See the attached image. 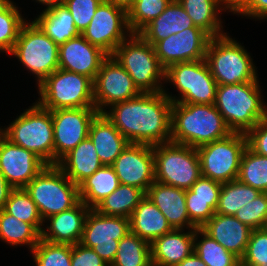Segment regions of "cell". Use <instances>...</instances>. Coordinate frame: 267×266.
I'll return each instance as SVG.
<instances>
[{
    "label": "cell",
    "mask_w": 267,
    "mask_h": 266,
    "mask_svg": "<svg viewBox=\"0 0 267 266\" xmlns=\"http://www.w3.org/2000/svg\"><path fill=\"white\" fill-rule=\"evenodd\" d=\"M172 103L163 91L141 93L113 104L103 114L129 143L155 146L170 142Z\"/></svg>",
    "instance_id": "6da1fadb"
},
{
    "label": "cell",
    "mask_w": 267,
    "mask_h": 266,
    "mask_svg": "<svg viewBox=\"0 0 267 266\" xmlns=\"http://www.w3.org/2000/svg\"><path fill=\"white\" fill-rule=\"evenodd\" d=\"M231 133L215 104L172 103L171 142L197 148Z\"/></svg>",
    "instance_id": "7a4b0ae2"
},
{
    "label": "cell",
    "mask_w": 267,
    "mask_h": 266,
    "mask_svg": "<svg viewBox=\"0 0 267 266\" xmlns=\"http://www.w3.org/2000/svg\"><path fill=\"white\" fill-rule=\"evenodd\" d=\"M259 81L217 85L215 107L232 132L247 133L265 119Z\"/></svg>",
    "instance_id": "3957f363"
},
{
    "label": "cell",
    "mask_w": 267,
    "mask_h": 266,
    "mask_svg": "<svg viewBox=\"0 0 267 266\" xmlns=\"http://www.w3.org/2000/svg\"><path fill=\"white\" fill-rule=\"evenodd\" d=\"M112 56L127 71L141 93H159L165 86V69L154 46L138 33H132L119 44ZM163 81V82H162Z\"/></svg>",
    "instance_id": "277c9868"
},
{
    "label": "cell",
    "mask_w": 267,
    "mask_h": 266,
    "mask_svg": "<svg viewBox=\"0 0 267 266\" xmlns=\"http://www.w3.org/2000/svg\"><path fill=\"white\" fill-rule=\"evenodd\" d=\"M0 132L13 144L35 153L54 165V136L51 111L33 103Z\"/></svg>",
    "instance_id": "5b68a950"
},
{
    "label": "cell",
    "mask_w": 267,
    "mask_h": 266,
    "mask_svg": "<svg viewBox=\"0 0 267 266\" xmlns=\"http://www.w3.org/2000/svg\"><path fill=\"white\" fill-rule=\"evenodd\" d=\"M205 61L217 85L259 81L250 53L229 34L211 38Z\"/></svg>",
    "instance_id": "8992f818"
},
{
    "label": "cell",
    "mask_w": 267,
    "mask_h": 266,
    "mask_svg": "<svg viewBox=\"0 0 267 266\" xmlns=\"http://www.w3.org/2000/svg\"><path fill=\"white\" fill-rule=\"evenodd\" d=\"M37 87L43 109L95 107L93 80L85 75L57 69Z\"/></svg>",
    "instance_id": "52a82bcc"
},
{
    "label": "cell",
    "mask_w": 267,
    "mask_h": 266,
    "mask_svg": "<svg viewBox=\"0 0 267 266\" xmlns=\"http://www.w3.org/2000/svg\"><path fill=\"white\" fill-rule=\"evenodd\" d=\"M24 189L35 202L43 219L66 211L79 201L78 185L57 165H47Z\"/></svg>",
    "instance_id": "ba28073f"
},
{
    "label": "cell",
    "mask_w": 267,
    "mask_h": 266,
    "mask_svg": "<svg viewBox=\"0 0 267 266\" xmlns=\"http://www.w3.org/2000/svg\"><path fill=\"white\" fill-rule=\"evenodd\" d=\"M155 181L190 189L202 176L198 151L194 147L174 142L153 146Z\"/></svg>",
    "instance_id": "9c48e42d"
},
{
    "label": "cell",
    "mask_w": 267,
    "mask_h": 266,
    "mask_svg": "<svg viewBox=\"0 0 267 266\" xmlns=\"http://www.w3.org/2000/svg\"><path fill=\"white\" fill-rule=\"evenodd\" d=\"M165 83H172L179 97L166 90L164 94L173 102L189 104H215L217 82L205 61L180 62L165 69Z\"/></svg>",
    "instance_id": "30bf717a"
},
{
    "label": "cell",
    "mask_w": 267,
    "mask_h": 266,
    "mask_svg": "<svg viewBox=\"0 0 267 266\" xmlns=\"http://www.w3.org/2000/svg\"><path fill=\"white\" fill-rule=\"evenodd\" d=\"M9 54L36 76L37 85L59 69V46L33 21L22 26Z\"/></svg>",
    "instance_id": "8fae6325"
},
{
    "label": "cell",
    "mask_w": 267,
    "mask_h": 266,
    "mask_svg": "<svg viewBox=\"0 0 267 266\" xmlns=\"http://www.w3.org/2000/svg\"><path fill=\"white\" fill-rule=\"evenodd\" d=\"M246 147V134L239 132L197 147L202 176L221 184L237 180Z\"/></svg>",
    "instance_id": "7c38bea8"
},
{
    "label": "cell",
    "mask_w": 267,
    "mask_h": 266,
    "mask_svg": "<svg viewBox=\"0 0 267 266\" xmlns=\"http://www.w3.org/2000/svg\"><path fill=\"white\" fill-rule=\"evenodd\" d=\"M130 232V220L106 216L95 209L87 213L80 243L92 248L109 266L113 263L119 241Z\"/></svg>",
    "instance_id": "4fadbf2b"
},
{
    "label": "cell",
    "mask_w": 267,
    "mask_h": 266,
    "mask_svg": "<svg viewBox=\"0 0 267 266\" xmlns=\"http://www.w3.org/2000/svg\"><path fill=\"white\" fill-rule=\"evenodd\" d=\"M132 34L127 12L104 0L81 35L92 45L112 55L121 42Z\"/></svg>",
    "instance_id": "5bb4252c"
},
{
    "label": "cell",
    "mask_w": 267,
    "mask_h": 266,
    "mask_svg": "<svg viewBox=\"0 0 267 266\" xmlns=\"http://www.w3.org/2000/svg\"><path fill=\"white\" fill-rule=\"evenodd\" d=\"M95 107L67 108L51 111L54 136V165L89 135Z\"/></svg>",
    "instance_id": "9a60e30c"
},
{
    "label": "cell",
    "mask_w": 267,
    "mask_h": 266,
    "mask_svg": "<svg viewBox=\"0 0 267 266\" xmlns=\"http://www.w3.org/2000/svg\"><path fill=\"white\" fill-rule=\"evenodd\" d=\"M93 87L94 104L99 113H103L115 103L136 98L141 94L131 76L112 55L103 61L93 81Z\"/></svg>",
    "instance_id": "2e32d148"
},
{
    "label": "cell",
    "mask_w": 267,
    "mask_h": 266,
    "mask_svg": "<svg viewBox=\"0 0 267 266\" xmlns=\"http://www.w3.org/2000/svg\"><path fill=\"white\" fill-rule=\"evenodd\" d=\"M211 36L199 27L186 28L154 45L156 56L164 69L189 61L205 59Z\"/></svg>",
    "instance_id": "e0dca14e"
},
{
    "label": "cell",
    "mask_w": 267,
    "mask_h": 266,
    "mask_svg": "<svg viewBox=\"0 0 267 266\" xmlns=\"http://www.w3.org/2000/svg\"><path fill=\"white\" fill-rule=\"evenodd\" d=\"M112 167L120 184L137 187L146 194L155 181L153 146L129 143Z\"/></svg>",
    "instance_id": "ac0fdd59"
},
{
    "label": "cell",
    "mask_w": 267,
    "mask_h": 266,
    "mask_svg": "<svg viewBox=\"0 0 267 266\" xmlns=\"http://www.w3.org/2000/svg\"><path fill=\"white\" fill-rule=\"evenodd\" d=\"M47 164L32 151L13 144L0 132V171L13 188H24Z\"/></svg>",
    "instance_id": "d6986e66"
},
{
    "label": "cell",
    "mask_w": 267,
    "mask_h": 266,
    "mask_svg": "<svg viewBox=\"0 0 267 266\" xmlns=\"http://www.w3.org/2000/svg\"><path fill=\"white\" fill-rule=\"evenodd\" d=\"M108 56L80 34L59 46V69L85 75L94 81Z\"/></svg>",
    "instance_id": "ffe728a7"
},
{
    "label": "cell",
    "mask_w": 267,
    "mask_h": 266,
    "mask_svg": "<svg viewBox=\"0 0 267 266\" xmlns=\"http://www.w3.org/2000/svg\"><path fill=\"white\" fill-rule=\"evenodd\" d=\"M89 210L90 208L80 200L72 208L48 217L44 223L50 222L46 229L42 228L41 239L60 244L80 243Z\"/></svg>",
    "instance_id": "44dd1931"
},
{
    "label": "cell",
    "mask_w": 267,
    "mask_h": 266,
    "mask_svg": "<svg viewBox=\"0 0 267 266\" xmlns=\"http://www.w3.org/2000/svg\"><path fill=\"white\" fill-rule=\"evenodd\" d=\"M146 196L163 213L173 229L197 228L188 216L184 189L154 181Z\"/></svg>",
    "instance_id": "7402d4cb"
},
{
    "label": "cell",
    "mask_w": 267,
    "mask_h": 266,
    "mask_svg": "<svg viewBox=\"0 0 267 266\" xmlns=\"http://www.w3.org/2000/svg\"><path fill=\"white\" fill-rule=\"evenodd\" d=\"M201 229L239 259L244 256L252 231L235 216L217 213Z\"/></svg>",
    "instance_id": "603a6c76"
},
{
    "label": "cell",
    "mask_w": 267,
    "mask_h": 266,
    "mask_svg": "<svg viewBox=\"0 0 267 266\" xmlns=\"http://www.w3.org/2000/svg\"><path fill=\"white\" fill-rule=\"evenodd\" d=\"M172 229L150 244L152 266H176L194 252L195 229Z\"/></svg>",
    "instance_id": "cb8c5ba5"
},
{
    "label": "cell",
    "mask_w": 267,
    "mask_h": 266,
    "mask_svg": "<svg viewBox=\"0 0 267 266\" xmlns=\"http://www.w3.org/2000/svg\"><path fill=\"white\" fill-rule=\"evenodd\" d=\"M88 137L103 165H112L129 144L103 113H99L91 122Z\"/></svg>",
    "instance_id": "d4e9b609"
},
{
    "label": "cell",
    "mask_w": 267,
    "mask_h": 266,
    "mask_svg": "<svg viewBox=\"0 0 267 266\" xmlns=\"http://www.w3.org/2000/svg\"><path fill=\"white\" fill-rule=\"evenodd\" d=\"M196 27L187 12L177 0H171L165 10L146 26L138 34L151 45L179 33L186 28Z\"/></svg>",
    "instance_id": "484cf974"
},
{
    "label": "cell",
    "mask_w": 267,
    "mask_h": 266,
    "mask_svg": "<svg viewBox=\"0 0 267 266\" xmlns=\"http://www.w3.org/2000/svg\"><path fill=\"white\" fill-rule=\"evenodd\" d=\"M129 220L130 232L150 244L173 229L163 213L146 195L134 209Z\"/></svg>",
    "instance_id": "4316f807"
},
{
    "label": "cell",
    "mask_w": 267,
    "mask_h": 266,
    "mask_svg": "<svg viewBox=\"0 0 267 266\" xmlns=\"http://www.w3.org/2000/svg\"><path fill=\"white\" fill-rule=\"evenodd\" d=\"M56 165L76 185L103 166L89 137L65 154Z\"/></svg>",
    "instance_id": "83f0119b"
},
{
    "label": "cell",
    "mask_w": 267,
    "mask_h": 266,
    "mask_svg": "<svg viewBox=\"0 0 267 266\" xmlns=\"http://www.w3.org/2000/svg\"><path fill=\"white\" fill-rule=\"evenodd\" d=\"M33 22L58 46L80 35L65 5L44 9Z\"/></svg>",
    "instance_id": "f1b7e54d"
},
{
    "label": "cell",
    "mask_w": 267,
    "mask_h": 266,
    "mask_svg": "<svg viewBox=\"0 0 267 266\" xmlns=\"http://www.w3.org/2000/svg\"><path fill=\"white\" fill-rule=\"evenodd\" d=\"M196 27L201 28L212 38L223 36L221 11H224L220 0H177Z\"/></svg>",
    "instance_id": "f546056e"
},
{
    "label": "cell",
    "mask_w": 267,
    "mask_h": 266,
    "mask_svg": "<svg viewBox=\"0 0 267 266\" xmlns=\"http://www.w3.org/2000/svg\"><path fill=\"white\" fill-rule=\"evenodd\" d=\"M119 185L112 165H103L78 185L80 200L93 209Z\"/></svg>",
    "instance_id": "4dcf8cb0"
},
{
    "label": "cell",
    "mask_w": 267,
    "mask_h": 266,
    "mask_svg": "<svg viewBox=\"0 0 267 266\" xmlns=\"http://www.w3.org/2000/svg\"><path fill=\"white\" fill-rule=\"evenodd\" d=\"M146 194L139 188L120 184L93 209L106 216L129 218Z\"/></svg>",
    "instance_id": "1f68e13d"
},
{
    "label": "cell",
    "mask_w": 267,
    "mask_h": 266,
    "mask_svg": "<svg viewBox=\"0 0 267 266\" xmlns=\"http://www.w3.org/2000/svg\"><path fill=\"white\" fill-rule=\"evenodd\" d=\"M41 239V233L31 224L0 210V240L10 246H24L30 252Z\"/></svg>",
    "instance_id": "d6a6232c"
},
{
    "label": "cell",
    "mask_w": 267,
    "mask_h": 266,
    "mask_svg": "<svg viewBox=\"0 0 267 266\" xmlns=\"http://www.w3.org/2000/svg\"><path fill=\"white\" fill-rule=\"evenodd\" d=\"M194 252L207 266H240L237 256L227 251L201 228L195 229Z\"/></svg>",
    "instance_id": "836d02e7"
},
{
    "label": "cell",
    "mask_w": 267,
    "mask_h": 266,
    "mask_svg": "<svg viewBox=\"0 0 267 266\" xmlns=\"http://www.w3.org/2000/svg\"><path fill=\"white\" fill-rule=\"evenodd\" d=\"M261 192L238 180L223 183L215 213L234 216L239 208L254 200Z\"/></svg>",
    "instance_id": "e575fe53"
},
{
    "label": "cell",
    "mask_w": 267,
    "mask_h": 266,
    "mask_svg": "<svg viewBox=\"0 0 267 266\" xmlns=\"http://www.w3.org/2000/svg\"><path fill=\"white\" fill-rule=\"evenodd\" d=\"M111 266H152L150 243L129 232L119 241Z\"/></svg>",
    "instance_id": "d590c367"
},
{
    "label": "cell",
    "mask_w": 267,
    "mask_h": 266,
    "mask_svg": "<svg viewBox=\"0 0 267 266\" xmlns=\"http://www.w3.org/2000/svg\"><path fill=\"white\" fill-rule=\"evenodd\" d=\"M237 180L261 193H267V157L253 152L247 146L241 157Z\"/></svg>",
    "instance_id": "8d00e7d4"
},
{
    "label": "cell",
    "mask_w": 267,
    "mask_h": 266,
    "mask_svg": "<svg viewBox=\"0 0 267 266\" xmlns=\"http://www.w3.org/2000/svg\"><path fill=\"white\" fill-rule=\"evenodd\" d=\"M3 210L23 222L31 223L41 233L44 221L35 202L24 188L10 192Z\"/></svg>",
    "instance_id": "74e56055"
},
{
    "label": "cell",
    "mask_w": 267,
    "mask_h": 266,
    "mask_svg": "<svg viewBox=\"0 0 267 266\" xmlns=\"http://www.w3.org/2000/svg\"><path fill=\"white\" fill-rule=\"evenodd\" d=\"M36 266H72L71 245L40 239L30 252Z\"/></svg>",
    "instance_id": "f35d334b"
},
{
    "label": "cell",
    "mask_w": 267,
    "mask_h": 266,
    "mask_svg": "<svg viewBox=\"0 0 267 266\" xmlns=\"http://www.w3.org/2000/svg\"><path fill=\"white\" fill-rule=\"evenodd\" d=\"M26 21L14 2L0 13V52L9 54L12 51Z\"/></svg>",
    "instance_id": "ab89813d"
},
{
    "label": "cell",
    "mask_w": 267,
    "mask_h": 266,
    "mask_svg": "<svg viewBox=\"0 0 267 266\" xmlns=\"http://www.w3.org/2000/svg\"><path fill=\"white\" fill-rule=\"evenodd\" d=\"M171 0H135L128 11V25L132 33H138L153 19L157 18Z\"/></svg>",
    "instance_id": "60d3db41"
},
{
    "label": "cell",
    "mask_w": 267,
    "mask_h": 266,
    "mask_svg": "<svg viewBox=\"0 0 267 266\" xmlns=\"http://www.w3.org/2000/svg\"><path fill=\"white\" fill-rule=\"evenodd\" d=\"M234 216L252 230L264 228L267 222V193H260L239 208Z\"/></svg>",
    "instance_id": "b9f144b4"
},
{
    "label": "cell",
    "mask_w": 267,
    "mask_h": 266,
    "mask_svg": "<svg viewBox=\"0 0 267 266\" xmlns=\"http://www.w3.org/2000/svg\"><path fill=\"white\" fill-rule=\"evenodd\" d=\"M240 266H267V231L265 228L251 231Z\"/></svg>",
    "instance_id": "7bdbcfd3"
},
{
    "label": "cell",
    "mask_w": 267,
    "mask_h": 266,
    "mask_svg": "<svg viewBox=\"0 0 267 266\" xmlns=\"http://www.w3.org/2000/svg\"><path fill=\"white\" fill-rule=\"evenodd\" d=\"M185 199L190 221L202 228L215 214L219 199L192 198V190H185Z\"/></svg>",
    "instance_id": "ee69618b"
},
{
    "label": "cell",
    "mask_w": 267,
    "mask_h": 266,
    "mask_svg": "<svg viewBox=\"0 0 267 266\" xmlns=\"http://www.w3.org/2000/svg\"><path fill=\"white\" fill-rule=\"evenodd\" d=\"M104 0H66L65 6L71 12L74 24L81 34L89 25L98 6Z\"/></svg>",
    "instance_id": "f6af8a7d"
},
{
    "label": "cell",
    "mask_w": 267,
    "mask_h": 266,
    "mask_svg": "<svg viewBox=\"0 0 267 266\" xmlns=\"http://www.w3.org/2000/svg\"><path fill=\"white\" fill-rule=\"evenodd\" d=\"M72 266H109L92 248L81 243L71 245Z\"/></svg>",
    "instance_id": "bcb514c9"
},
{
    "label": "cell",
    "mask_w": 267,
    "mask_h": 266,
    "mask_svg": "<svg viewBox=\"0 0 267 266\" xmlns=\"http://www.w3.org/2000/svg\"><path fill=\"white\" fill-rule=\"evenodd\" d=\"M247 146L255 153L267 157V121L262 119L246 133Z\"/></svg>",
    "instance_id": "7dc6e473"
},
{
    "label": "cell",
    "mask_w": 267,
    "mask_h": 266,
    "mask_svg": "<svg viewBox=\"0 0 267 266\" xmlns=\"http://www.w3.org/2000/svg\"><path fill=\"white\" fill-rule=\"evenodd\" d=\"M222 184L201 176L192 186V198L219 199Z\"/></svg>",
    "instance_id": "c3c4849f"
},
{
    "label": "cell",
    "mask_w": 267,
    "mask_h": 266,
    "mask_svg": "<svg viewBox=\"0 0 267 266\" xmlns=\"http://www.w3.org/2000/svg\"><path fill=\"white\" fill-rule=\"evenodd\" d=\"M237 15L265 20L267 19V0H250Z\"/></svg>",
    "instance_id": "681fc988"
},
{
    "label": "cell",
    "mask_w": 267,
    "mask_h": 266,
    "mask_svg": "<svg viewBox=\"0 0 267 266\" xmlns=\"http://www.w3.org/2000/svg\"><path fill=\"white\" fill-rule=\"evenodd\" d=\"M250 0H223L224 12H233V14H238Z\"/></svg>",
    "instance_id": "f907efd6"
},
{
    "label": "cell",
    "mask_w": 267,
    "mask_h": 266,
    "mask_svg": "<svg viewBox=\"0 0 267 266\" xmlns=\"http://www.w3.org/2000/svg\"><path fill=\"white\" fill-rule=\"evenodd\" d=\"M12 190L13 188L7 183V181L5 180V177L0 171V210L4 208V205Z\"/></svg>",
    "instance_id": "816d5d0a"
},
{
    "label": "cell",
    "mask_w": 267,
    "mask_h": 266,
    "mask_svg": "<svg viewBox=\"0 0 267 266\" xmlns=\"http://www.w3.org/2000/svg\"><path fill=\"white\" fill-rule=\"evenodd\" d=\"M176 266H207L198 255L193 252L190 256L186 257Z\"/></svg>",
    "instance_id": "f5cc1de1"
},
{
    "label": "cell",
    "mask_w": 267,
    "mask_h": 266,
    "mask_svg": "<svg viewBox=\"0 0 267 266\" xmlns=\"http://www.w3.org/2000/svg\"><path fill=\"white\" fill-rule=\"evenodd\" d=\"M106 1L113 4L116 7L125 10L127 13L135 3V0H106Z\"/></svg>",
    "instance_id": "db71d44e"
},
{
    "label": "cell",
    "mask_w": 267,
    "mask_h": 266,
    "mask_svg": "<svg viewBox=\"0 0 267 266\" xmlns=\"http://www.w3.org/2000/svg\"><path fill=\"white\" fill-rule=\"evenodd\" d=\"M36 2L45 5V9H50L55 6L64 5L66 0H35Z\"/></svg>",
    "instance_id": "11a10c76"
},
{
    "label": "cell",
    "mask_w": 267,
    "mask_h": 266,
    "mask_svg": "<svg viewBox=\"0 0 267 266\" xmlns=\"http://www.w3.org/2000/svg\"><path fill=\"white\" fill-rule=\"evenodd\" d=\"M13 1L0 0V13L3 12Z\"/></svg>",
    "instance_id": "9f6ffc18"
},
{
    "label": "cell",
    "mask_w": 267,
    "mask_h": 266,
    "mask_svg": "<svg viewBox=\"0 0 267 266\" xmlns=\"http://www.w3.org/2000/svg\"><path fill=\"white\" fill-rule=\"evenodd\" d=\"M265 120L267 121V105H265Z\"/></svg>",
    "instance_id": "6f0895ef"
}]
</instances>
